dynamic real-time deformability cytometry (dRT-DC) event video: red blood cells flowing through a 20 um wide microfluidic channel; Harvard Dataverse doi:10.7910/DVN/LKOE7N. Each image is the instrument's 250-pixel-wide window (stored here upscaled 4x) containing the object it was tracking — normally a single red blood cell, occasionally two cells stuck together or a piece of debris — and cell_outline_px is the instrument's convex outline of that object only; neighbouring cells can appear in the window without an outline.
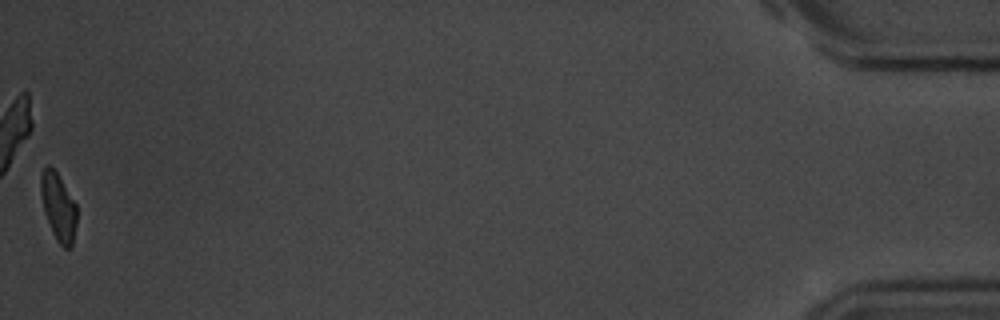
{"species": "common noctule bat (a hibernating species)", "species_latin": "Nyctalus noctula", "temperature_condition": "room temperature", "stored_images_in_passage": 54, "camera_frame_rate_fps": 3000, "um_per_image_px": 0.085, "animal": {"sex": "male", "body_mass_g": 20.1, "forearm_length_mm": 53.5}, "frame": {"image": 1, "passage_image": 54, "time_ms": 17.667, "image_size_px": [1000, 320], "cell_outline_px": [[76, 224], [72, 248], [64, 248], [56, 240], [52, 232], [44, 212], [40, 192], [40, 176], [44, 168], [48, 164], [56, 172], [76, 204]], "centroid_in_image_um": [4.95, 17.61], "position_along_channel_um": 430.3, "area_um2": 14.1}, "authors_computed_cell_mechanics": {"area_um2": 15.4615, "velocity_mm_per_s": 3.6082, "shape_relaxation_time_tau1_ms": 3.1766, "shape_relaxation_time_tau2_ms": 2.6161, "deformation_change_tau1": 0.1105, "deformation_change_tau2": 0.0887}}